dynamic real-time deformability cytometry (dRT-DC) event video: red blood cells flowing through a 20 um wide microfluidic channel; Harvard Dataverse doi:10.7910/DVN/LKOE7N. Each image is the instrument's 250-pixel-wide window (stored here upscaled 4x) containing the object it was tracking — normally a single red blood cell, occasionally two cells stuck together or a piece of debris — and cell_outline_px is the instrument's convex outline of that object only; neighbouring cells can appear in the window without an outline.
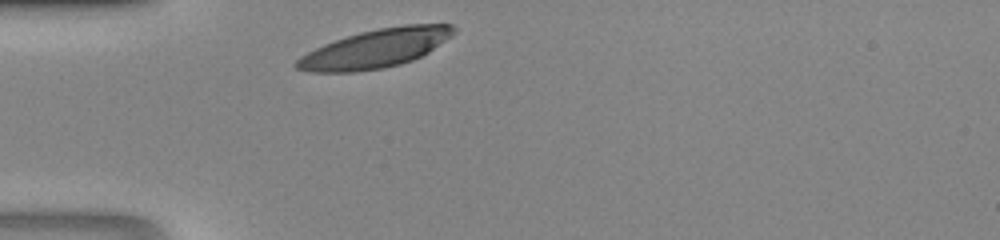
{"species": "human", "species_latin": "Homo sapiens", "temperature_condition": "room temperature", "stored_images_in_passage": 24, "camera_frame_rate_fps": 3000, "um_per_image_px": 0.085, "donor": {"sex": "male"}, "frame": {"image": 1, "passage_image": 1, "time_ms": 0.0, "image_size_px": [1000, 240], "cell_outline_px": [[456, 32], [452, 36], [428, 52], [412, 60], [400, 64], [384, 68], [356, 72], [308, 72], [296, 68], [292, 64], [300, 56], [324, 44], [360, 32], [380, 28], [404, 24], [452, 24], [456, 28]], "centroid_in_image_um": [31.92, 4.13], "position_along_channel_um": 53.1, "area_um2": 35.26}}
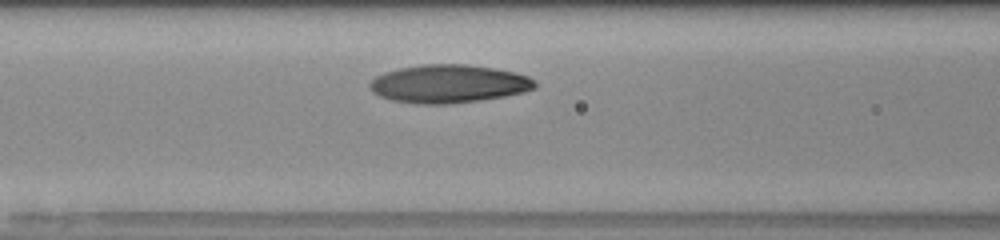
{"frame": {"image": 2, "passage_image": 7, "time_ms": 2.0, "image_size_px": [1000, 240], "cell_outline_px": [[536, 88], [524, 92], [504, 96], [448, 104], [416, 104], [392, 100], [380, 96], [372, 92], [368, 84], [376, 76], [384, 72], [400, 68], [424, 64], [464, 64], [492, 68], [512, 72], [528, 76], [536, 80]], "centroid_in_image_um": [38.11, 7.12], "position_along_channel_um": 128.5, "area_um2": 36.59}}
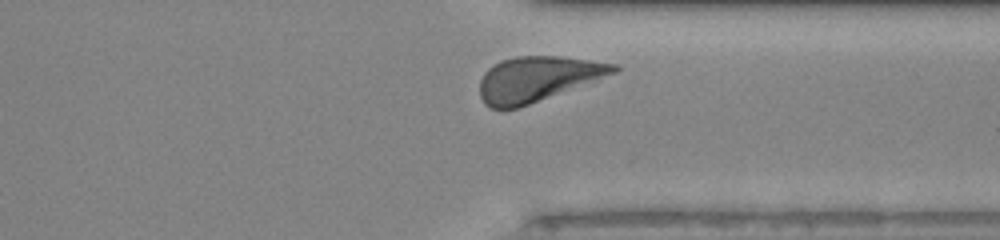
{"frame": {"image": 3, "passage_image": 23, "time_ms": 7.333, "image_size_px": [1000, 240], "cell_outline_px": [[620, 68], [616, 72], [528, 104], [516, 108], [492, 108], [484, 104], [480, 96], [480, 80], [484, 72], [488, 68], [500, 60], [516, 56], [560, 56], [620, 64]], "centroid_in_image_um": [45.65, 6.68], "position_along_channel_um": 365.7, "area_um2": 34.62}}